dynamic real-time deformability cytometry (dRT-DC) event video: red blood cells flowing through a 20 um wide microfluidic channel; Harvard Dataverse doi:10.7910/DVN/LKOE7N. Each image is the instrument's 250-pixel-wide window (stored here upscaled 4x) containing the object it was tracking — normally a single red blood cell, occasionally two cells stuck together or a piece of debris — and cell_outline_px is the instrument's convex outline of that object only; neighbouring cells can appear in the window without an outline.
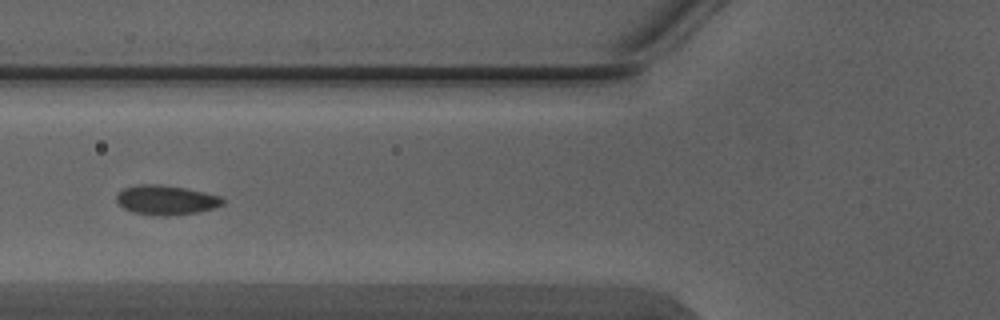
{"species": "Egyptian fruit bat (a non-hibernating species)", "species_latin": "Rousettus aegyptiacus", "temperature_condition": "warm", "stored_images_in_passage": 3, "camera_frame_rate_fps": 3000, "um_per_image_px": 0.085, "animal": {"sex": "male"}, "frame": {"image": 1, "passage_image": 3, "time_ms": 0.667, "image_size_px": [1000, 320], "cell_outline_px": [[224, 204], [212, 208], [196, 212], [164, 216], [132, 212], [124, 208], [116, 200], [116, 192], [120, 188], [136, 184], [160, 184], [184, 188], [204, 192], [220, 196], [224, 200]], "centroid_in_image_um": [14.05, 16.98], "position_along_channel_um": 111.7, "area_um2": 18.26}}